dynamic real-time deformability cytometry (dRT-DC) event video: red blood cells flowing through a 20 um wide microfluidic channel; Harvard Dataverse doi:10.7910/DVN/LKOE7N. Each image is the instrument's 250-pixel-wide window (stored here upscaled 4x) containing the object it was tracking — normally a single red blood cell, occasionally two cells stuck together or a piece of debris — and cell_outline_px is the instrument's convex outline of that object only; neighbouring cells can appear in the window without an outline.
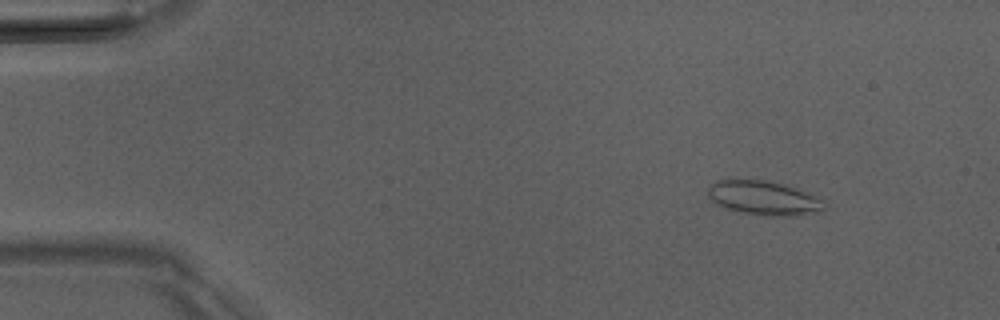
{"species": "Egyptian fruit bat (a non-hibernating species)", "species_latin": "Rousettus aegyptiacus", "temperature_condition": "room temperature", "stored_images_in_passage": 48, "camera_frame_rate_fps": 3000, "um_per_image_px": 0.085, "animal": {"sex": "male"}, "frame": {"image": 1, "passage_image": 3, "time_ms": 0.667, "image_size_px": [1000, 320], "cell_outline_px": [[824, 212], [796, 216], [764, 216], [744, 212], [728, 208], [712, 200], [708, 196], [708, 184], [716, 180], [764, 180], [780, 184], [824, 196]], "centroid_in_image_um": [65.02, 16.84], "position_along_channel_um": 20.0, "area_um2": 23.35}}
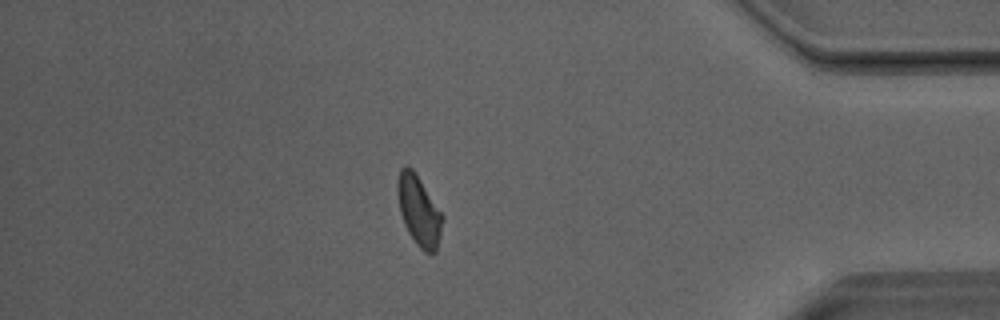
{"frame": {"image": 2, "passage_image": 41, "time_ms": 13.333, "image_size_px": [1000, 320], "cell_outline_px": [[444, 220], [436, 252], [424, 252], [416, 244], [408, 232], [404, 224], [400, 212], [396, 188], [396, 184], [400, 168], [404, 164], [408, 164], [412, 168], [444, 216]], "centroid_in_image_um": [35.59, 17.89], "position_along_channel_um": 399.6, "area_um2": 18.44}}
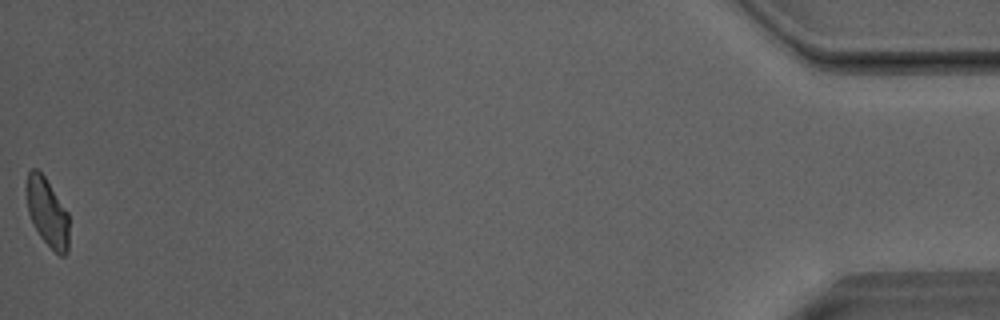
{"frame": {"image": 3, "passage_image": 48, "time_ms": 15.667, "image_size_px": [1000, 320], "cell_outline_px": [[68, 252], [64, 256], [60, 256], [40, 236], [28, 212], [24, 192], [28, 172], [32, 168], [36, 168], [44, 176], [68, 212]], "centroid_in_image_um": [4.0, 18.01], "position_along_channel_um": 431.2, "area_um2": 16.94}, "authors_computed_cell_mechanics": {"area_um2": 18.7272, "velocity_mm_per_s": 4.0352, "shape_relaxation_time_tau1_ms": null, "shape_relaxation_time_tau2_ms": 1.7403, "deformation_change_tau1": null, "deformation_change_tau2": 0.0797}}